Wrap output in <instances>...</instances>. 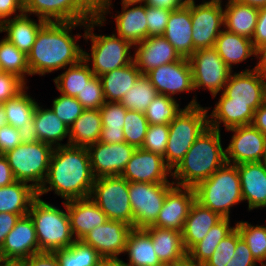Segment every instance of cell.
Masks as SVG:
<instances>
[{
    "label": "cell",
    "mask_w": 266,
    "mask_h": 266,
    "mask_svg": "<svg viewBox=\"0 0 266 266\" xmlns=\"http://www.w3.org/2000/svg\"><path fill=\"white\" fill-rule=\"evenodd\" d=\"M266 101V78L254 68L230 74L209 117V127L220 131L252 124L254 111ZM211 117V119H210Z\"/></svg>",
    "instance_id": "1"
},
{
    "label": "cell",
    "mask_w": 266,
    "mask_h": 266,
    "mask_svg": "<svg viewBox=\"0 0 266 266\" xmlns=\"http://www.w3.org/2000/svg\"><path fill=\"white\" fill-rule=\"evenodd\" d=\"M95 179L86 147H55L46 180L38 190V196L53 190L66 202L87 198L90 197Z\"/></svg>",
    "instance_id": "2"
},
{
    "label": "cell",
    "mask_w": 266,
    "mask_h": 266,
    "mask_svg": "<svg viewBox=\"0 0 266 266\" xmlns=\"http://www.w3.org/2000/svg\"><path fill=\"white\" fill-rule=\"evenodd\" d=\"M87 22H47L38 32L31 51L27 54L30 75L43 76L75 65L83 59V49L77 44L81 37L71 31ZM71 33V34H70ZM77 38V39H76Z\"/></svg>",
    "instance_id": "3"
},
{
    "label": "cell",
    "mask_w": 266,
    "mask_h": 266,
    "mask_svg": "<svg viewBox=\"0 0 266 266\" xmlns=\"http://www.w3.org/2000/svg\"><path fill=\"white\" fill-rule=\"evenodd\" d=\"M225 163L226 151L222 148L220 131L208 126L172 171L171 178L175 185L194 188Z\"/></svg>",
    "instance_id": "4"
},
{
    "label": "cell",
    "mask_w": 266,
    "mask_h": 266,
    "mask_svg": "<svg viewBox=\"0 0 266 266\" xmlns=\"http://www.w3.org/2000/svg\"><path fill=\"white\" fill-rule=\"evenodd\" d=\"M209 109L210 107H202L194 97L169 123L164 160L171 170L178 166L195 140L209 126Z\"/></svg>",
    "instance_id": "5"
},
{
    "label": "cell",
    "mask_w": 266,
    "mask_h": 266,
    "mask_svg": "<svg viewBox=\"0 0 266 266\" xmlns=\"http://www.w3.org/2000/svg\"><path fill=\"white\" fill-rule=\"evenodd\" d=\"M66 211L55 207L37 196L28 215L33 220L40 252L53 253L73 244L76 240L70 226L67 202L63 201Z\"/></svg>",
    "instance_id": "6"
},
{
    "label": "cell",
    "mask_w": 266,
    "mask_h": 266,
    "mask_svg": "<svg viewBox=\"0 0 266 266\" xmlns=\"http://www.w3.org/2000/svg\"><path fill=\"white\" fill-rule=\"evenodd\" d=\"M194 190L195 200L222 218H230V208L243 201L237 165L227 162Z\"/></svg>",
    "instance_id": "7"
},
{
    "label": "cell",
    "mask_w": 266,
    "mask_h": 266,
    "mask_svg": "<svg viewBox=\"0 0 266 266\" xmlns=\"http://www.w3.org/2000/svg\"><path fill=\"white\" fill-rule=\"evenodd\" d=\"M98 17L87 21L83 37L91 39V53L83 51V60L92 64L91 70L95 76L100 77L112 70L122 68L133 61L130 54L133 45L123 38L111 35H96L93 33L95 26H104Z\"/></svg>",
    "instance_id": "8"
},
{
    "label": "cell",
    "mask_w": 266,
    "mask_h": 266,
    "mask_svg": "<svg viewBox=\"0 0 266 266\" xmlns=\"http://www.w3.org/2000/svg\"><path fill=\"white\" fill-rule=\"evenodd\" d=\"M53 147L41 141L21 143L4 156L15 180L30 183L37 191L46 180Z\"/></svg>",
    "instance_id": "9"
},
{
    "label": "cell",
    "mask_w": 266,
    "mask_h": 266,
    "mask_svg": "<svg viewBox=\"0 0 266 266\" xmlns=\"http://www.w3.org/2000/svg\"><path fill=\"white\" fill-rule=\"evenodd\" d=\"M129 182L120 176L95 179L90 198L106 214L107 219L123 221L134 228V217L129 199Z\"/></svg>",
    "instance_id": "10"
},
{
    "label": "cell",
    "mask_w": 266,
    "mask_h": 266,
    "mask_svg": "<svg viewBox=\"0 0 266 266\" xmlns=\"http://www.w3.org/2000/svg\"><path fill=\"white\" fill-rule=\"evenodd\" d=\"M188 59L192 68L194 90L203 87L215 98L223 91L233 70L223 62L214 47L196 50Z\"/></svg>",
    "instance_id": "11"
},
{
    "label": "cell",
    "mask_w": 266,
    "mask_h": 266,
    "mask_svg": "<svg viewBox=\"0 0 266 266\" xmlns=\"http://www.w3.org/2000/svg\"><path fill=\"white\" fill-rule=\"evenodd\" d=\"M174 183L129 182V199L134 228L151 226L162 209L167 192Z\"/></svg>",
    "instance_id": "12"
},
{
    "label": "cell",
    "mask_w": 266,
    "mask_h": 266,
    "mask_svg": "<svg viewBox=\"0 0 266 266\" xmlns=\"http://www.w3.org/2000/svg\"><path fill=\"white\" fill-rule=\"evenodd\" d=\"M24 13L47 22H87L97 17L89 0H24Z\"/></svg>",
    "instance_id": "13"
},
{
    "label": "cell",
    "mask_w": 266,
    "mask_h": 266,
    "mask_svg": "<svg viewBox=\"0 0 266 266\" xmlns=\"http://www.w3.org/2000/svg\"><path fill=\"white\" fill-rule=\"evenodd\" d=\"M221 3L205 1L199 5L190 3L192 20V40L194 52L199 49L214 47L215 41L223 30L224 12Z\"/></svg>",
    "instance_id": "14"
},
{
    "label": "cell",
    "mask_w": 266,
    "mask_h": 266,
    "mask_svg": "<svg viewBox=\"0 0 266 266\" xmlns=\"http://www.w3.org/2000/svg\"><path fill=\"white\" fill-rule=\"evenodd\" d=\"M95 178L120 176L136 148L127 142L107 144L98 141L87 147Z\"/></svg>",
    "instance_id": "15"
},
{
    "label": "cell",
    "mask_w": 266,
    "mask_h": 266,
    "mask_svg": "<svg viewBox=\"0 0 266 266\" xmlns=\"http://www.w3.org/2000/svg\"><path fill=\"white\" fill-rule=\"evenodd\" d=\"M145 76L150 80L158 94L175 98L181 92L194 91L192 68L188 58L161 65L150 70Z\"/></svg>",
    "instance_id": "16"
},
{
    "label": "cell",
    "mask_w": 266,
    "mask_h": 266,
    "mask_svg": "<svg viewBox=\"0 0 266 266\" xmlns=\"http://www.w3.org/2000/svg\"><path fill=\"white\" fill-rule=\"evenodd\" d=\"M227 131L234 133L225 149L227 163L238 165L260 162L265 150L266 135L252 124L234 127Z\"/></svg>",
    "instance_id": "17"
},
{
    "label": "cell",
    "mask_w": 266,
    "mask_h": 266,
    "mask_svg": "<svg viewBox=\"0 0 266 266\" xmlns=\"http://www.w3.org/2000/svg\"><path fill=\"white\" fill-rule=\"evenodd\" d=\"M121 176L128 182L174 183L168 180L172 170L160 155L136 148Z\"/></svg>",
    "instance_id": "18"
},
{
    "label": "cell",
    "mask_w": 266,
    "mask_h": 266,
    "mask_svg": "<svg viewBox=\"0 0 266 266\" xmlns=\"http://www.w3.org/2000/svg\"><path fill=\"white\" fill-rule=\"evenodd\" d=\"M132 229L131 225L123 221L108 219L81 240L95 249L103 258H118L125 251L127 238Z\"/></svg>",
    "instance_id": "19"
},
{
    "label": "cell",
    "mask_w": 266,
    "mask_h": 266,
    "mask_svg": "<svg viewBox=\"0 0 266 266\" xmlns=\"http://www.w3.org/2000/svg\"><path fill=\"white\" fill-rule=\"evenodd\" d=\"M195 201L193 187L174 185L166 194L156 221L148 227L183 230L190 207Z\"/></svg>",
    "instance_id": "20"
},
{
    "label": "cell",
    "mask_w": 266,
    "mask_h": 266,
    "mask_svg": "<svg viewBox=\"0 0 266 266\" xmlns=\"http://www.w3.org/2000/svg\"><path fill=\"white\" fill-rule=\"evenodd\" d=\"M39 253V243L33 220L29 215L20 217L0 247V258L27 259Z\"/></svg>",
    "instance_id": "21"
},
{
    "label": "cell",
    "mask_w": 266,
    "mask_h": 266,
    "mask_svg": "<svg viewBox=\"0 0 266 266\" xmlns=\"http://www.w3.org/2000/svg\"><path fill=\"white\" fill-rule=\"evenodd\" d=\"M134 46L136 53L134 52L133 61L142 75L182 58L163 35L148 37Z\"/></svg>",
    "instance_id": "22"
},
{
    "label": "cell",
    "mask_w": 266,
    "mask_h": 266,
    "mask_svg": "<svg viewBox=\"0 0 266 266\" xmlns=\"http://www.w3.org/2000/svg\"><path fill=\"white\" fill-rule=\"evenodd\" d=\"M67 212L76 240H81L95 227L108 220L106 214L90 197L67 201Z\"/></svg>",
    "instance_id": "23"
},
{
    "label": "cell",
    "mask_w": 266,
    "mask_h": 266,
    "mask_svg": "<svg viewBox=\"0 0 266 266\" xmlns=\"http://www.w3.org/2000/svg\"><path fill=\"white\" fill-rule=\"evenodd\" d=\"M243 201H248V210L266 207V169L260 162L237 165Z\"/></svg>",
    "instance_id": "24"
},
{
    "label": "cell",
    "mask_w": 266,
    "mask_h": 266,
    "mask_svg": "<svg viewBox=\"0 0 266 266\" xmlns=\"http://www.w3.org/2000/svg\"><path fill=\"white\" fill-rule=\"evenodd\" d=\"M163 36L181 57L189 58L194 53L190 3L170 13Z\"/></svg>",
    "instance_id": "25"
},
{
    "label": "cell",
    "mask_w": 266,
    "mask_h": 266,
    "mask_svg": "<svg viewBox=\"0 0 266 266\" xmlns=\"http://www.w3.org/2000/svg\"><path fill=\"white\" fill-rule=\"evenodd\" d=\"M122 4V12L114 17L116 21L115 35L136 45L148 38V27L146 20V4ZM130 6H134L131 7Z\"/></svg>",
    "instance_id": "26"
},
{
    "label": "cell",
    "mask_w": 266,
    "mask_h": 266,
    "mask_svg": "<svg viewBox=\"0 0 266 266\" xmlns=\"http://www.w3.org/2000/svg\"><path fill=\"white\" fill-rule=\"evenodd\" d=\"M151 236L154 251L164 266H171L187 257L182 232L175 229L145 227Z\"/></svg>",
    "instance_id": "27"
},
{
    "label": "cell",
    "mask_w": 266,
    "mask_h": 266,
    "mask_svg": "<svg viewBox=\"0 0 266 266\" xmlns=\"http://www.w3.org/2000/svg\"><path fill=\"white\" fill-rule=\"evenodd\" d=\"M222 217L211 209L202 206L196 200L192 203L182 230V238L188 252L195 244L204 239L210 229Z\"/></svg>",
    "instance_id": "28"
},
{
    "label": "cell",
    "mask_w": 266,
    "mask_h": 266,
    "mask_svg": "<svg viewBox=\"0 0 266 266\" xmlns=\"http://www.w3.org/2000/svg\"><path fill=\"white\" fill-rule=\"evenodd\" d=\"M46 23L44 19L38 18L37 23L28 14L17 13L16 16L0 25V33L7 32L4 38L27 55L31 51L39 30Z\"/></svg>",
    "instance_id": "29"
},
{
    "label": "cell",
    "mask_w": 266,
    "mask_h": 266,
    "mask_svg": "<svg viewBox=\"0 0 266 266\" xmlns=\"http://www.w3.org/2000/svg\"><path fill=\"white\" fill-rule=\"evenodd\" d=\"M214 48L222 58L223 62L232 70L233 64H239L248 57H256V49L251 39L223 30L217 37Z\"/></svg>",
    "instance_id": "30"
},
{
    "label": "cell",
    "mask_w": 266,
    "mask_h": 266,
    "mask_svg": "<svg viewBox=\"0 0 266 266\" xmlns=\"http://www.w3.org/2000/svg\"><path fill=\"white\" fill-rule=\"evenodd\" d=\"M33 121L37 129L38 141L51 145L53 148L69 145V127L60 120L51 108H42L37 103ZM68 136V143L62 144Z\"/></svg>",
    "instance_id": "31"
},
{
    "label": "cell",
    "mask_w": 266,
    "mask_h": 266,
    "mask_svg": "<svg viewBox=\"0 0 266 266\" xmlns=\"http://www.w3.org/2000/svg\"><path fill=\"white\" fill-rule=\"evenodd\" d=\"M38 191L23 181H14L12 184L0 187V213H15L20 217L29 213Z\"/></svg>",
    "instance_id": "32"
},
{
    "label": "cell",
    "mask_w": 266,
    "mask_h": 266,
    "mask_svg": "<svg viewBox=\"0 0 266 266\" xmlns=\"http://www.w3.org/2000/svg\"><path fill=\"white\" fill-rule=\"evenodd\" d=\"M134 61L100 76L106 102H120L124 95L133 87L141 76Z\"/></svg>",
    "instance_id": "33"
},
{
    "label": "cell",
    "mask_w": 266,
    "mask_h": 266,
    "mask_svg": "<svg viewBox=\"0 0 266 266\" xmlns=\"http://www.w3.org/2000/svg\"><path fill=\"white\" fill-rule=\"evenodd\" d=\"M102 118L99 109H85L69 127V145L88 147L99 141Z\"/></svg>",
    "instance_id": "34"
},
{
    "label": "cell",
    "mask_w": 266,
    "mask_h": 266,
    "mask_svg": "<svg viewBox=\"0 0 266 266\" xmlns=\"http://www.w3.org/2000/svg\"><path fill=\"white\" fill-rule=\"evenodd\" d=\"M128 266H164L158 259L150 234L144 228H133L127 238L125 251Z\"/></svg>",
    "instance_id": "35"
},
{
    "label": "cell",
    "mask_w": 266,
    "mask_h": 266,
    "mask_svg": "<svg viewBox=\"0 0 266 266\" xmlns=\"http://www.w3.org/2000/svg\"><path fill=\"white\" fill-rule=\"evenodd\" d=\"M224 12V28L232 33L252 39L259 9L236 0L227 2Z\"/></svg>",
    "instance_id": "36"
},
{
    "label": "cell",
    "mask_w": 266,
    "mask_h": 266,
    "mask_svg": "<svg viewBox=\"0 0 266 266\" xmlns=\"http://www.w3.org/2000/svg\"><path fill=\"white\" fill-rule=\"evenodd\" d=\"M102 129L99 141L113 144L125 142L124 120L127 109L120 102H105L100 107Z\"/></svg>",
    "instance_id": "37"
},
{
    "label": "cell",
    "mask_w": 266,
    "mask_h": 266,
    "mask_svg": "<svg viewBox=\"0 0 266 266\" xmlns=\"http://www.w3.org/2000/svg\"><path fill=\"white\" fill-rule=\"evenodd\" d=\"M90 63L83 59L65 72L55 77L54 83L61 94L75 97L82 92L86 84L95 76L90 69Z\"/></svg>",
    "instance_id": "38"
},
{
    "label": "cell",
    "mask_w": 266,
    "mask_h": 266,
    "mask_svg": "<svg viewBox=\"0 0 266 266\" xmlns=\"http://www.w3.org/2000/svg\"><path fill=\"white\" fill-rule=\"evenodd\" d=\"M229 223L230 218H222L210 229L202 241L187 252V256L199 264L209 261L219 243L236 228V226H230Z\"/></svg>",
    "instance_id": "39"
},
{
    "label": "cell",
    "mask_w": 266,
    "mask_h": 266,
    "mask_svg": "<svg viewBox=\"0 0 266 266\" xmlns=\"http://www.w3.org/2000/svg\"><path fill=\"white\" fill-rule=\"evenodd\" d=\"M36 106L37 102L35 99L29 96L24 89L15 98L4 102L8 124L18 129L31 121Z\"/></svg>",
    "instance_id": "40"
},
{
    "label": "cell",
    "mask_w": 266,
    "mask_h": 266,
    "mask_svg": "<svg viewBox=\"0 0 266 266\" xmlns=\"http://www.w3.org/2000/svg\"><path fill=\"white\" fill-rule=\"evenodd\" d=\"M0 67L2 72L15 74L25 83H27L25 76H31L27 55L6 38L0 40Z\"/></svg>",
    "instance_id": "41"
},
{
    "label": "cell",
    "mask_w": 266,
    "mask_h": 266,
    "mask_svg": "<svg viewBox=\"0 0 266 266\" xmlns=\"http://www.w3.org/2000/svg\"><path fill=\"white\" fill-rule=\"evenodd\" d=\"M158 95L150 80L141 75L135 85L123 96L120 103L127 110L144 113L151 101Z\"/></svg>",
    "instance_id": "42"
},
{
    "label": "cell",
    "mask_w": 266,
    "mask_h": 266,
    "mask_svg": "<svg viewBox=\"0 0 266 266\" xmlns=\"http://www.w3.org/2000/svg\"><path fill=\"white\" fill-rule=\"evenodd\" d=\"M175 98L158 94L144 111L151 125L169 124L181 111Z\"/></svg>",
    "instance_id": "43"
},
{
    "label": "cell",
    "mask_w": 266,
    "mask_h": 266,
    "mask_svg": "<svg viewBox=\"0 0 266 266\" xmlns=\"http://www.w3.org/2000/svg\"><path fill=\"white\" fill-rule=\"evenodd\" d=\"M235 226L239 231L240 237L251 250L254 259L261 266H266V226H254L246 221H239Z\"/></svg>",
    "instance_id": "44"
},
{
    "label": "cell",
    "mask_w": 266,
    "mask_h": 266,
    "mask_svg": "<svg viewBox=\"0 0 266 266\" xmlns=\"http://www.w3.org/2000/svg\"><path fill=\"white\" fill-rule=\"evenodd\" d=\"M148 127L149 123L144 113L127 110L123 126L125 142L135 148H141Z\"/></svg>",
    "instance_id": "45"
},
{
    "label": "cell",
    "mask_w": 266,
    "mask_h": 266,
    "mask_svg": "<svg viewBox=\"0 0 266 266\" xmlns=\"http://www.w3.org/2000/svg\"><path fill=\"white\" fill-rule=\"evenodd\" d=\"M51 109L68 127H70L85 110L75 97L64 94L53 99Z\"/></svg>",
    "instance_id": "46"
},
{
    "label": "cell",
    "mask_w": 266,
    "mask_h": 266,
    "mask_svg": "<svg viewBox=\"0 0 266 266\" xmlns=\"http://www.w3.org/2000/svg\"><path fill=\"white\" fill-rule=\"evenodd\" d=\"M169 138V124H149L142 149L164 158Z\"/></svg>",
    "instance_id": "47"
},
{
    "label": "cell",
    "mask_w": 266,
    "mask_h": 266,
    "mask_svg": "<svg viewBox=\"0 0 266 266\" xmlns=\"http://www.w3.org/2000/svg\"><path fill=\"white\" fill-rule=\"evenodd\" d=\"M84 109H100L106 102L103 94L100 78L94 76L84 87L81 93L76 96Z\"/></svg>",
    "instance_id": "48"
},
{
    "label": "cell",
    "mask_w": 266,
    "mask_h": 266,
    "mask_svg": "<svg viewBox=\"0 0 266 266\" xmlns=\"http://www.w3.org/2000/svg\"><path fill=\"white\" fill-rule=\"evenodd\" d=\"M237 245V227L216 247L205 266H226L232 259Z\"/></svg>",
    "instance_id": "49"
},
{
    "label": "cell",
    "mask_w": 266,
    "mask_h": 266,
    "mask_svg": "<svg viewBox=\"0 0 266 266\" xmlns=\"http://www.w3.org/2000/svg\"><path fill=\"white\" fill-rule=\"evenodd\" d=\"M171 12V10L146 5L148 37L164 34Z\"/></svg>",
    "instance_id": "50"
},
{
    "label": "cell",
    "mask_w": 266,
    "mask_h": 266,
    "mask_svg": "<svg viewBox=\"0 0 266 266\" xmlns=\"http://www.w3.org/2000/svg\"><path fill=\"white\" fill-rule=\"evenodd\" d=\"M24 89H29L26 83L17 75L0 72V103L15 98Z\"/></svg>",
    "instance_id": "51"
},
{
    "label": "cell",
    "mask_w": 266,
    "mask_h": 266,
    "mask_svg": "<svg viewBox=\"0 0 266 266\" xmlns=\"http://www.w3.org/2000/svg\"><path fill=\"white\" fill-rule=\"evenodd\" d=\"M103 257L82 240H75L76 266H98Z\"/></svg>",
    "instance_id": "52"
},
{
    "label": "cell",
    "mask_w": 266,
    "mask_h": 266,
    "mask_svg": "<svg viewBox=\"0 0 266 266\" xmlns=\"http://www.w3.org/2000/svg\"><path fill=\"white\" fill-rule=\"evenodd\" d=\"M226 266H257V261L254 259L248 245L240 237L238 229L235 253Z\"/></svg>",
    "instance_id": "53"
},
{
    "label": "cell",
    "mask_w": 266,
    "mask_h": 266,
    "mask_svg": "<svg viewBox=\"0 0 266 266\" xmlns=\"http://www.w3.org/2000/svg\"><path fill=\"white\" fill-rule=\"evenodd\" d=\"M21 144L19 130L7 124L0 128V154L14 149Z\"/></svg>",
    "instance_id": "54"
},
{
    "label": "cell",
    "mask_w": 266,
    "mask_h": 266,
    "mask_svg": "<svg viewBox=\"0 0 266 266\" xmlns=\"http://www.w3.org/2000/svg\"><path fill=\"white\" fill-rule=\"evenodd\" d=\"M251 41L256 50L266 44V7L259 9L257 24Z\"/></svg>",
    "instance_id": "55"
},
{
    "label": "cell",
    "mask_w": 266,
    "mask_h": 266,
    "mask_svg": "<svg viewBox=\"0 0 266 266\" xmlns=\"http://www.w3.org/2000/svg\"><path fill=\"white\" fill-rule=\"evenodd\" d=\"M24 13V0H0V25L17 13Z\"/></svg>",
    "instance_id": "56"
},
{
    "label": "cell",
    "mask_w": 266,
    "mask_h": 266,
    "mask_svg": "<svg viewBox=\"0 0 266 266\" xmlns=\"http://www.w3.org/2000/svg\"><path fill=\"white\" fill-rule=\"evenodd\" d=\"M25 266H60L54 253L40 252L25 259Z\"/></svg>",
    "instance_id": "57"
},
{
    "label": "cell",
    "mask_w": 266,
    "mask_h": 266,
    "mask_svg": "<svg viewBox=\"0 0 266 266\" xmlns=\"http://www.w3.org/2000/svg\"><path fill=\"white\" fill-rule=\"evenodd\" d=\"M20 216L15 213H0V247L8 233L14 228Z\"/></svg>",
    "instance_id": "58"
},
{
    "label": "cell",
    "mask_w": 266,
    "mask_h": 266,
    "mask_svg": "<svg viewBox=\"0 0 266 266\" xmlns=\"http://www.w3.org/2000/svg\"><path fill=\"white\" fill-rule=\"evenodd\" d=\"M60 266H76L75 263V241L67 248L53 252Z\"/></svg>",
    "instance_id": "59"
},
{
    "label": "cell",
    "mask_w": 266,
    "mask_h": 266,
    "mask_svg": "<svg viewBox=\"0 0 266 266\" xmlns=\"http://www.w3.org/2000/svg\"><path fill=\"white\" fill-rule=\"evenodd\" d=\"M18 130L21 143H33L38 141L37 129L35 128L33 119L22 125Z\"/></svg>",
    "instance_id": "60"
},
{
    "label": "cell",
    "mask_w": 266,
    "mask_h": 266,
    "mask_svg": "<svg viewBox=\"0 0 266 266\" xmlns=\"http://www.w3.org/2000/svg\"><path fill=\"white\" fill-rule=\"evenodd\" d=\"M15 180L6 157L0 154V187L12 184Z\"/></svg>",
    "instance_id": "61"
},
{
    "label": "cell",
    "mask_w": 266,
    "mask_h": 266,
    "mask_svg": "<svg viewBox=\"0 0 266 266\" xmlns=\"http://www.w3.org/2000/svg\"><path fill=\"white\" fill-rule=\"evenodd\" d=\"M252 125L266 135V101L254 111Z\"/></svg>",
    "instance_id": "62"
},
{
    "label": "cell",
    "mask_w": 266,
    "mask_h": 266,
    "mask_svg": "<svg viewBox=\"0 0 266 266\" xmlns=\"http://www.w3.org/2000/svg\"><path fill=\"white\" fill-rule=\"evenodd\" d=\"M112 0H103L100 7L97 9V17L102 21L105 22L106 18L104 15L107 13H111L109 9L112 6ZM147 0H121V3L124 4H145Z\"/></svg>",
    "instance_id": "63"
},
{
    "label": "cell",
    "mask_w": 266,
    "mask_h": 266,
    "mask_svg": "<svg viewBox=\"0 0 266 266\" xmlns=\"http://www.w3.org/2000/svg\"><path fill=\"white\" fill-rule=\"evenodd\" d=\"M145 4L173 11L181 8L185 3L181 0H147Z\"/></svg>",
    "instance_id": "64"
},
{
    "label": "cell",
    "mask_w": 266,
    "mask_h": 266,
    "mask_svg": "<svg viewBox=\"0 0 266 266\" xmlns=\"http://www.w3.org/2000/svg\"><path fill=\"white\" fill-rule=\"evenodd\" d=\"M256 57L258 59V63L255 66V69L266 78V44L257 49Z\"/></svg>",
    "instance_id": "65"
},
{
    "label": "cell",
    "mask_w": 266,
    "mask_h": 266,
    "mask_svg": "<svg viewBox=\"0 0 266 266\" xmlns=\"http://www.w3.org/2000/svg\"><path fill=\"white\" fill-rule=\"evenodd\" d=\"M98 266H128L120 258H103Z\"/></svg>",
    "instance_id": "66"
},
{
    "label": "cell",
    "mask_w": 266,
    "mask_h": 266,
    "mask_svg": "<svg viewBox=\"0 0 266 266\" xmlns=\"http://www.w3.org/2000/svg\"><path fill=\"white\" fill-rule=\"evenodd\" d=\"M0 266H25V259L0 258Z\"/></svg>",
    "instance_id": "67"
},
{
    "label": "cell",
    "mask_w": 266,
    "mask_h": 266,
    "mask_svg": "<svg viewBox=\"0 0 266 266\" xmlns=\"http://www.w3.org/2000/svg\"><path fill=\"white\" fill-rule=\"evenodd\" d=\"M236 1L258 9L266 7V0H236Z\"/></svg>",
    "instance_id": "68"
},
{
    "label": "cell",
    "mask_w": 266,
    "mask_h": 266,
    "mask_svg": "<svg viewBox=\"0 0 266 266\" xmlns=\"http://www.w3.org/2000/svg\"><path fill=\"white\" fill-rule=\"evenodd\" d=\"M171 266H205V264H199L193 260H191L188 256L178 261L176 264Z\"/></svg>",
    "instance_id": "69"
},
{
    "label": "cell",
    "mask_w": 266,
    "mask_h": 266,
    "mask_svg": "<svg viewBox=\"0 0 266 266\" xmlns=\"http://www.w3.org/2000/svg\"><path fill=\"white\" fill-rule=\"evenodd\" d=\"M8 124L4 103H0V128Z\"/></svg>",
    "instance_id": "70"
},
{
    "label": "cell",
    "mask_w": 266,
    "mask_h": 266,
    "mask_svg": "<svg viewBox=\"0 0 266 266\" xmlns=\"http://www.w3.org/2000/svg\"><path fill=\"white\" fill-rule=\"evenodd\" d=\"M260 163L263 165V167L266 169V143H265V150L264 154L262 155V158L260 160Z\"/></svg>",
    "instance_id": "71"
},
{
    "label": "cell",
    "mask_w": 266,
    "mask_h": 266,
    "mask_svg": "<svg viewBox=\"0 0 266 266\" xmlns=\"http://www.w3.org/2000/svg\"><path fill=\"white\" fill-rule=\"evenodd\" d=\"M97 9L102 4L103 0H89Z\"/></svg>",
    "instance_id": "72"
},
{
    "label": "cell",
    "mask_w": 266,
    "mask_h": 266,
    "mask_svg": "<svg viewBox=\"0 0 266 266\" xmlns=\"http://www.w3.org/2000/svg\"><path fill=\"white\" fill-rule=\"evenodd\" d=\"M234 0H228V2H231ZM209 2H215V3H221L222 4V0H210Z\"/></svg>",
    "instance_id": "73"
},
{
    "label": "cell",
    "mask_w": 266,
    "mask_h": 266,
    "mask_svg": "<svg viewBox=\"0 0 266 266\" xmlns=\"http://www.w3.org/2000/svg\"><path fill=\"white\" fill-rule=\"evenodd\" d=\"M183 3H185V4H188V3H191V2H193V1H195V0H181Z\"/></svg>",
    "instance_id": "74"
}]
</instances>
